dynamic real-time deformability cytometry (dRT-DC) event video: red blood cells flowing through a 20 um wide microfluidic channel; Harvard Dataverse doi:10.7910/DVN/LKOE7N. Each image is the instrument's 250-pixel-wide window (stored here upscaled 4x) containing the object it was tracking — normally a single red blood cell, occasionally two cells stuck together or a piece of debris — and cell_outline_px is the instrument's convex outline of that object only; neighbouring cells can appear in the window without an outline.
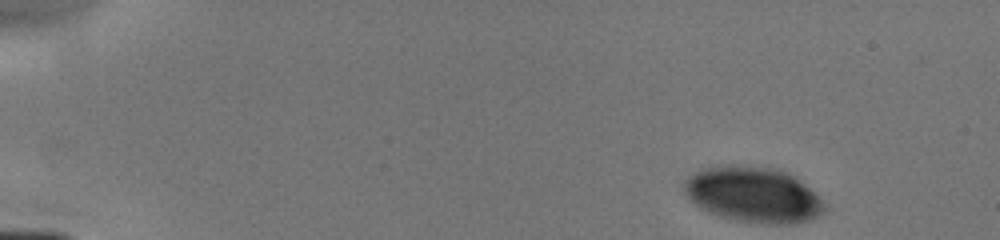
{"species": "human", "species_latin": "Homo sapiens", "temperature_condition": "cold", "stored_images_in_passage": 4, "camera_frame_rate_fps": 3000, "um_per_image_px": 0.085, "donor": {"sex": "male"}, "frame": {"image": 1, "passage_image": 1, "time_ms": 0.0, "image_size_px": [1000, 240], "cell_outline_px": [[828, 208], [820, 216], [796, 224], [764, 224], [736, 220], [720, 216], [700, 208], [688, 200], [684, 192], [684, 180], [688, 176], [700, 168], [728, 164], [732, 164], [780, 168], [788, 172], [804, 184]], "centroid_in_image_um": [63.99, 16.53], "position_along_channel_um": 21.0, "area_um2": 45.95}}
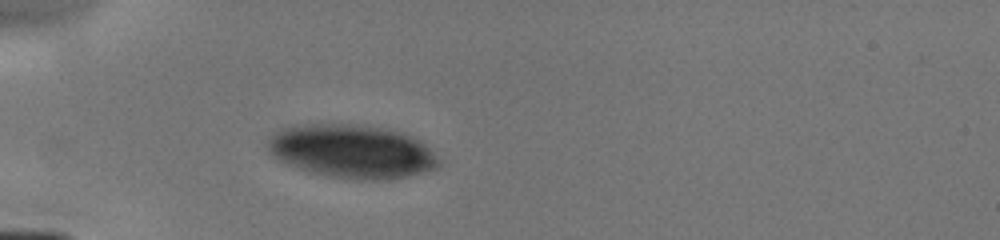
{"frame": {"image": 2, "passage_image": 4, "time_ms": 3.333, "image_size_px": [1000, 240], "cell_outline_px": [[440, 164], [436, 168], [424, 172], [408, 176], [388, 180], [360, 180], [328, 176], [308, 172], [296, 168], [272, 156], [268, 152], [264, 144], [280, 128], [292, 124], [352, 124], [380, 128], [400, 132], [412, 136], [420, 140], [440, 160]], "centroid_in_image_um": [29.86, 12.87], "position_along_channel_um": 55.1, "area_um2": 53.7}}